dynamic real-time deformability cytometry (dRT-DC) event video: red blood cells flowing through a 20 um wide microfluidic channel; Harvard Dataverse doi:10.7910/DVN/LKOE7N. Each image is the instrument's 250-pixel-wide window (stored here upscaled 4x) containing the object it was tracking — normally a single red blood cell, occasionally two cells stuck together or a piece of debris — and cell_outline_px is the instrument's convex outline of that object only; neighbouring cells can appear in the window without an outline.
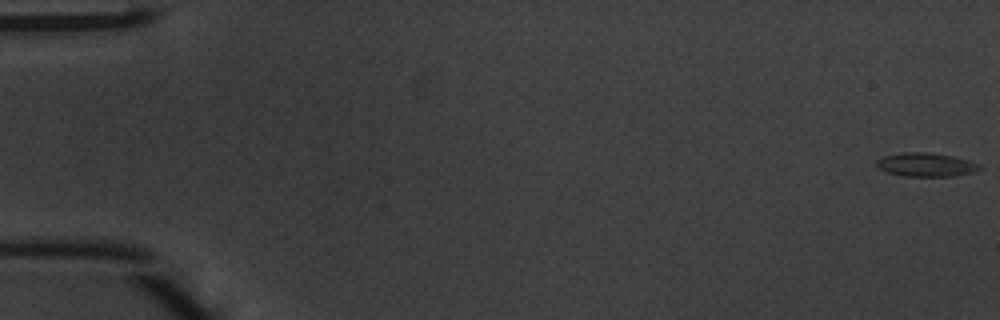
{"species": "common noctule bat (a hibernating species)", "species_latin": "Nyctalus noctula", "temperature_condition": "warm", "stored_images_in_passage": 48, "segment_of_instrument_passage": [1, 2], "camera_frame_rate_fps": 3000, "um_per_image_px": 0.085, "animal": {"sex": "male", "body_mass_g": 20.1, "forearm_length_mm": 53.5}, "frame": {"image": 1, "passage_image": 1, "time_ms": 0.0, "image_size_px": [1000, 320], "cell_outline_px": [[984, 168], [976, 172], [956, 176], [904, 176], [888, 172], [880, 168], [876, 164], [876, 160], [884, 156], [904, 152], [932, 152], [952, 156], [968, 160], [980, 164]], "centroid_in_image_um": [78.78, 14.0], "position_along_channel_um": 6.2, "area_um2": 14.33}}
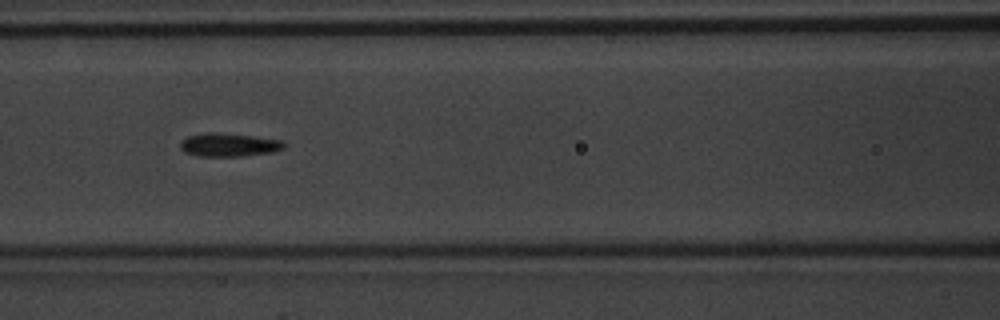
{"frame": {"image": 2, "passage_image": 22, "time_ms": 7.0, "image_size_px": [1000, 320], "cell_outline_px": [[284, 148], [272, 152], [244, 156], [200, 156], [184, 152], [180, 148], [180, 140], [188, 136], [208, 132], [220, 132], [252, 136], [280, 140], [284, 144]], "centroid_in_image_um": [19.4, 12.31], "position_along_channel_um": 147.2, "area_um2": 14.1}}
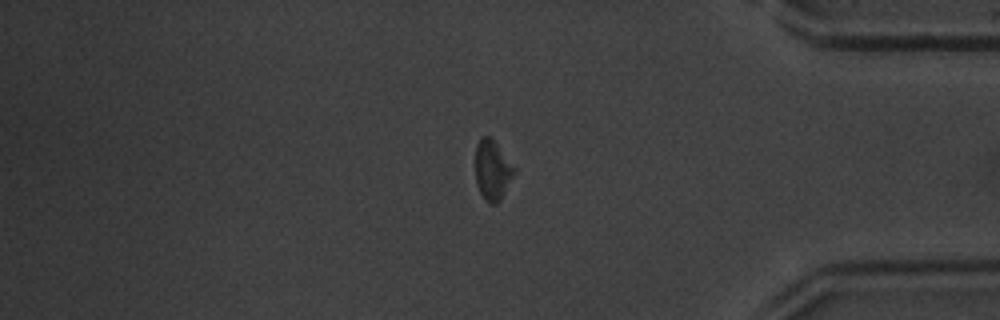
{"frame": {"image": 3, "passage_image": 41, "time_ms": 13.333, "image_size_px": [1000, 320], "cell_outline_px": [[516, 172], [500, 200], [496, 204], [488, 204], [484, 200], [480, 192], [476, 180], [476, 144], [480, 136], [488, 136], [496, 144], [516, 168]], "centroid_in_image_um": [41.86, 14.48], "position_along_channel_um": 393.3, "area_um2": 13.47}}